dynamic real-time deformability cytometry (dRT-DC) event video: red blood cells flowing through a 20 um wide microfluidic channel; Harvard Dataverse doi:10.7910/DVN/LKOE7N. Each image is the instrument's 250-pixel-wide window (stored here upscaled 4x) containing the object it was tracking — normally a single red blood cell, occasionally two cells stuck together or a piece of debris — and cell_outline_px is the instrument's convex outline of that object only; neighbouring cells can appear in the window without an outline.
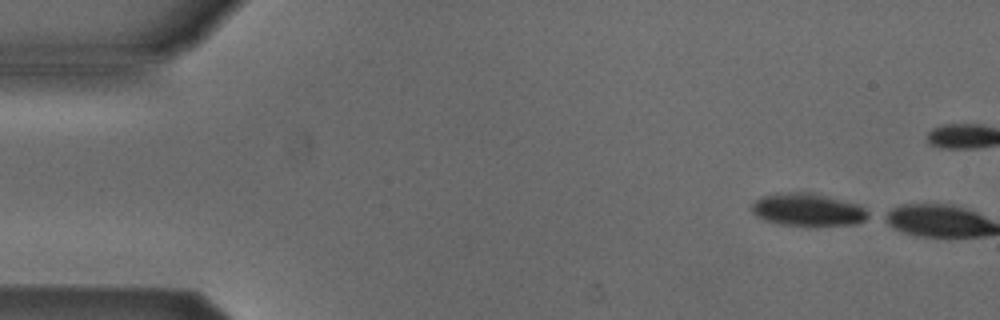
{"species": "Egyptian fruit bat (a non-hibernating species)", "species_latin": "Rousettus aegyptiacus", "temperature_condition": "cold", "stored_images_in_passage": 2, "camera_frame_rate_fps": 3000, "um_per_image_px": 0.085, "animal": {"sex": "male"}, "frame": {"image": 1, "passage_image": 1, "time_ms": 0.0, "image_size_px": [1000, 320], "cell_outline_px": [[872, 216], [856, 224], [780, 224], [764, 220], [756, 216], [752, 212], [752, 204], [760, 196], [776, 192], [800, 192], [824, 196], [860, 204], [872, 212]], "centroid_in_image_um": [68.67, 17.8], "position_along_channel_um": 16.3, "area_um2": 21.91}}